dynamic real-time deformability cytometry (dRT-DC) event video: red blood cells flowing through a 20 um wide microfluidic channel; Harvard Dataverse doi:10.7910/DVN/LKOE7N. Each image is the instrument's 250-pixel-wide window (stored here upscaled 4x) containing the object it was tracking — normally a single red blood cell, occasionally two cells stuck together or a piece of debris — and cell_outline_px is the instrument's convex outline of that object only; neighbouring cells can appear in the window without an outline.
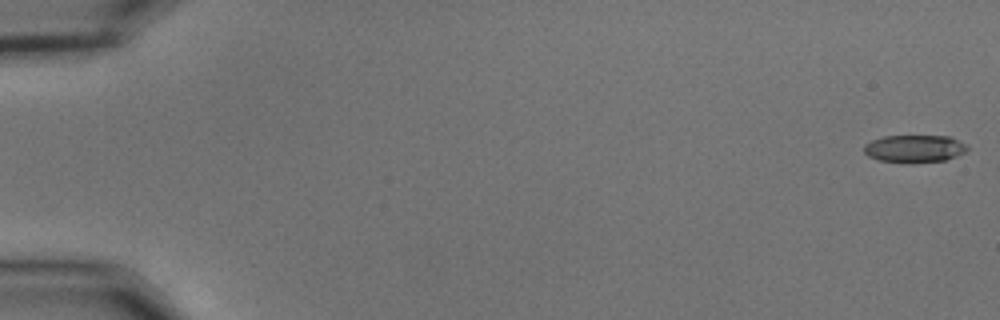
{"species": "common noctule bat (a hibernating species)", "species_latin": "Nyctalus noctula", "temperature_condition": "cold", "stored_images_in_passage": 57, "camera_frame_rate_fps": 3000, "um_per_image_px": 0.085, "animal": {"sex": "male", "body_mass_g": 15.6}, "frame": {"image": 1, "passage_image": 1, "time_ms": 0.0, "image_size_px": [1000, 320], "cell_outline_px": [[968, 148], [964, 152], [956, 156], [944, 160], [908, 164], [880, 160], [868, 156], [864, 152], [864, 144], [872, 140], [884, 136], [948, 136], [968, 144]], "centroid_in_image_um": [77.72, 12.64], "position_along_channel_um": 7.3, "area_um2": 16.7}}
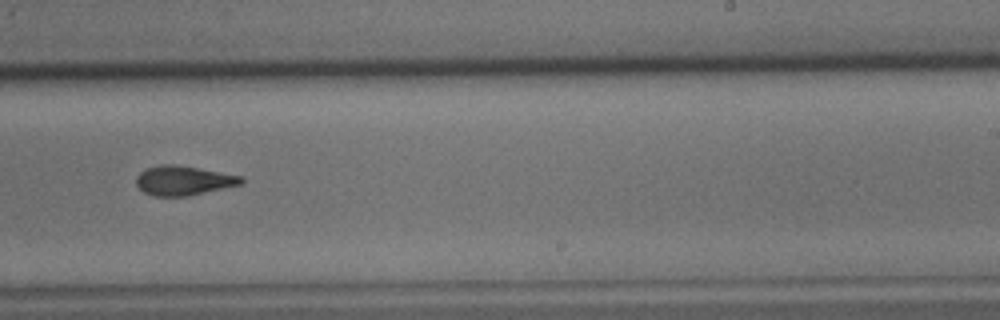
{"frame": {"image": 2, "passage_image": 36, "time_ms": 11.667, "image_size_px": [1000, 320], "cell_outline_px": [[244, 184], [188, 196], [156, 196], [144, 192], [136, 184], [136, 176], [140, 172], [148, 168], [160, 164], [176, 164], [244, 176]], "centroid_in_image_um": [15.64, 15.34], "position_along_channel_um": 273.4, "area_um2": 18.15}}
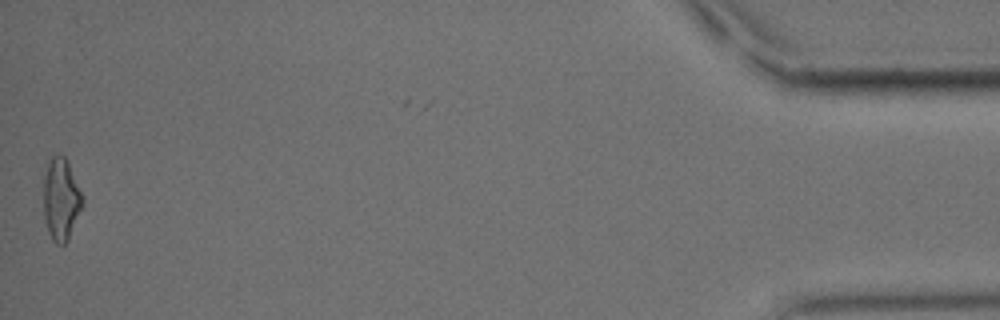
{"frame": {"image": 3, "passage_image": 56, "time_ms": 18.333, "image_size_px": [1000, 320], "cell_outline_px": [[84, 204], [68, 240], [64, 244], [56, 244], [52, 240], [48, 232], [44, 220], [44, 176], [48, 164], [52, 156], [56, 152], [64, 156], [68, 164], [84, 200]], "centroid_in_image_um": [5.18, 16.97], "position_along_channel_um": 430.0, "area_um2": 18.55}, "authors_computed_cell_mechanics": {"area_um2": 18.0336, "velocity_mm_per_s": 3.636, "shape_relaxation_time_tau1_ms": 6.2414, "shape_relaxation_time_tau2_ms": 3.9766, "deformation_change_tau1": 0.1857, "deformation_change_tau2": 0.1305}}